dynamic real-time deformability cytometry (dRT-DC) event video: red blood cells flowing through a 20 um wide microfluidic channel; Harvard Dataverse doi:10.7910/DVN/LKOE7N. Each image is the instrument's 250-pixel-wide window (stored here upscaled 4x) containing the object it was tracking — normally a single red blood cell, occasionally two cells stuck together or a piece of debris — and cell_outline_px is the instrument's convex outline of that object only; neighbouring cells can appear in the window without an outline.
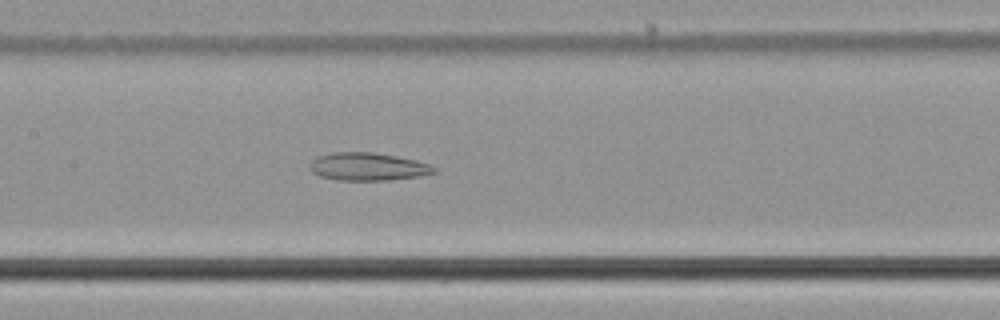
{"species": "common noctule bat (a hibernating species)", "species_latin": "Nyctalus noctula", "temperature_condition": "cold", "stored_images_in_passage": 55, "camera_frame_rate_fps": 3000, "um_per_image_px": 0.085, "animal": {"sex": "male", "body_mass_g": 21.5, "forearm_length_mm": 52.0}, "frame": {"image": 1, "passage_image": 27, "time_ms": 8.667, "image_size_px": [1000, 320], "cell_outline_px": [[436, 172], [420, 176], [392, 180], [340, 180], [320, 176], [312, 172], [312, 160], [316, 156], [332, 152], [372, 152], [396, 156], [416, 160], [428, 164], [436, 168]], "centroid_in_image_um": [31.29, 14.16], "position_along_channel_um": 176.1, "area_um2": 20.06}}
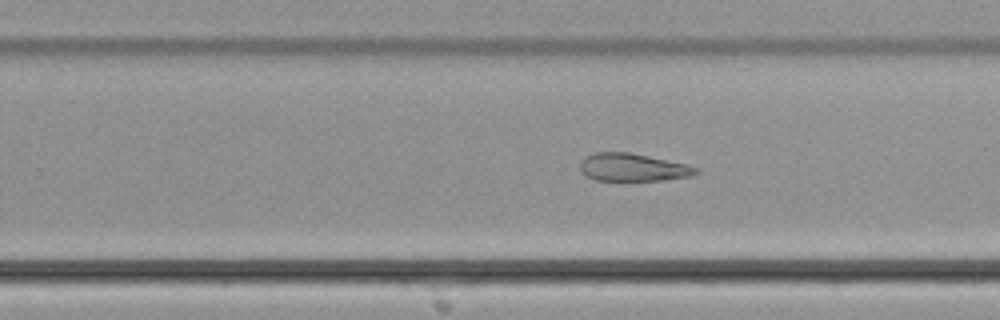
{"frame": {"image": 2, "passage_image": 35, "time_ms": 11.333, "image_size_px": [1000, 320], "cell_outline_px": [[700, 172], [692, 176], [664, 180], [596, 180], [584, 176], [580, 168], [580, 164], [584, 156], [596, 152], [628, 152], [684, 164], [700, 168]], "centroid_in_image_um": [53.77, 14.23], "position_along_channel_um": 276.0, "area_um2": 18.67}}
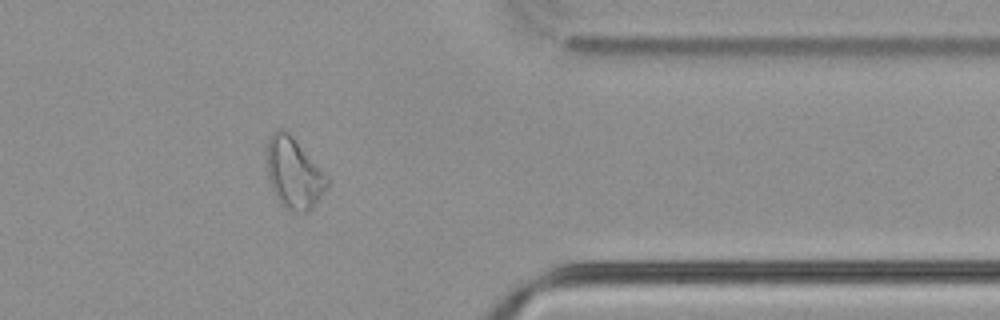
{"frame": {"image": 3, "passage_image": 45, "time_ms": 14.667, "image_size_px": [1000, 320], "cell_outline_px": [[328, 184], [312, 208], [304, 212], [296, 212], [280, 204], [272, 188], [268, 176], [268, 140], [272, 132], [280, 128], [284, 128], [292, 136], [328, 176]], "centroid_in_image_um": [24.97, 14.7], "position_along_channel_um": 386.4, "area_um2": 24.33}, "authors_computed_cell_mechanics": {"area_um2": 25.8944, "velocity_mm_per_s": 3.7576, "shape_relaxation_time_tau1_ms": null, "shape_relaxation_time_tau2_ms": 3.7001, "deformation_change_tau1": null, "deformation_change_tau2": 0.1225}}